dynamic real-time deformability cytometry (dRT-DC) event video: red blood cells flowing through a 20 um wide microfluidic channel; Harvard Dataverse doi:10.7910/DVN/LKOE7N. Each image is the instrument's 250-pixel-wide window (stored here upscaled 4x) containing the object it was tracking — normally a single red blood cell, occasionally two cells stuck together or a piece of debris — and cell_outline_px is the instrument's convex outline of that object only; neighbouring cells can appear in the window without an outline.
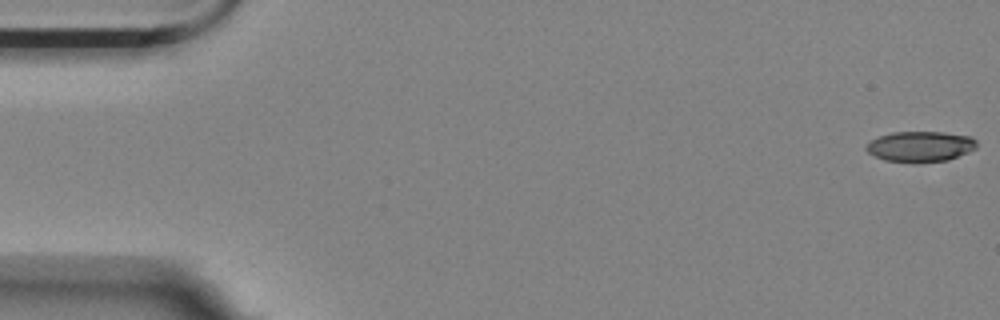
{"species": "Egyptian fruit bat (a non-hibernating species)", "species_latin": "Rousettus aegyptiacus", "temperature_condition": "room temperature", "stored_images_in_passage": 8, "camera_frame_rate_fps": 3000, "um_per_image_px": 0.085, "animal": {"sex": "female"}, "frame": {"image": 1, "passage_image": 1, "time_ms": 0.0, "image_size_px": [1000, 320], "cell_outline_px": [[976, 148], [968, 152], [948, 160], [884, 160], [868, 152], [864, 148], [872, 140], [880, 136], [892, 132], [944, 132], [972, 136], [976, 140]], "centroid_in_image_um": [78.26, 12.4], "position_along_channel_um": 6.7, "area_um2": 18.96}}